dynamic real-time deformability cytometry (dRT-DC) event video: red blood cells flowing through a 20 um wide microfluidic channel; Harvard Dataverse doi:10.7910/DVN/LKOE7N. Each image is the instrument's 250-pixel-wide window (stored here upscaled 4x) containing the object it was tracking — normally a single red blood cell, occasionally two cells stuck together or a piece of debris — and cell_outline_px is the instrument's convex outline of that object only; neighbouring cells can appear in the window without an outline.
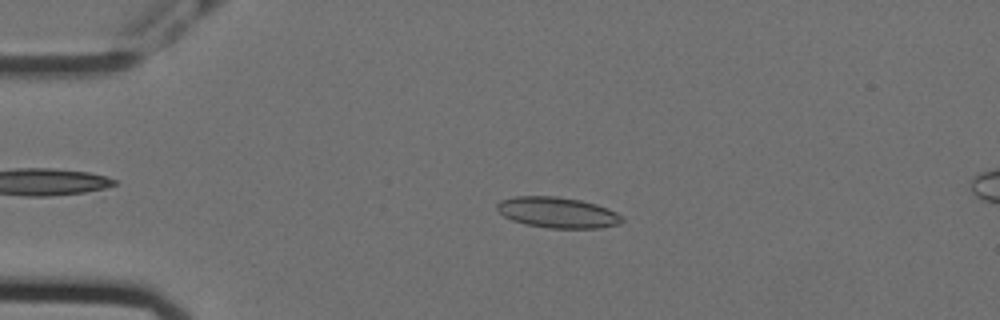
{"species": "Egyptian fruit bat (a non-hibernating species)", "species_latin": "Rousettus aegyptiacus", "temperature_condition": "cold", "stored_images_in_passage": 56, "camera_frame_rate_fps": 3000, "um_per_image_px": 0.085, "animal": {"sex": "female"}, "frame": {"image": 1, "passage_image": 12, "time_ms": 3.667, "image_size_px": [1000, 320], "cell_outline_px": [[624, 220], [620, 224], [600, 228], [548, 228], [524, 224], [512, 220], [504, 216], [496, 208], [496, 204], [500, 200], [512, 196], [556, 196], [580, 200], [596, 204], [608, 208], [624, 216]], "centroid_in_image_um": [47.4, 18.06], "position_along_channel_um": 37.6, "area_um2": 22.66}}
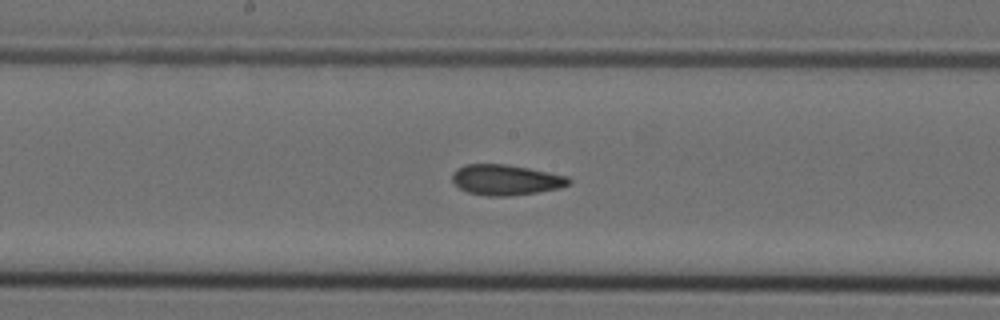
{"frame": {"image": 2, "passage_image": 29, "time_ms": 9.333, "image_size_px": [1000, 320], "cell_outline_px": [[572, 180], [568, 184], [560, 188], [512, 196], [488, 196], [468, 192], [460, 188], [452, 180], [452, 172], [456, 168], [464, 164], [504, 164], [528, 168], [568, 176]], "centroid_in_image_um": [42.98, 15.28], "position_along_channel_um": 205.2, "area_um2": 20.69}}
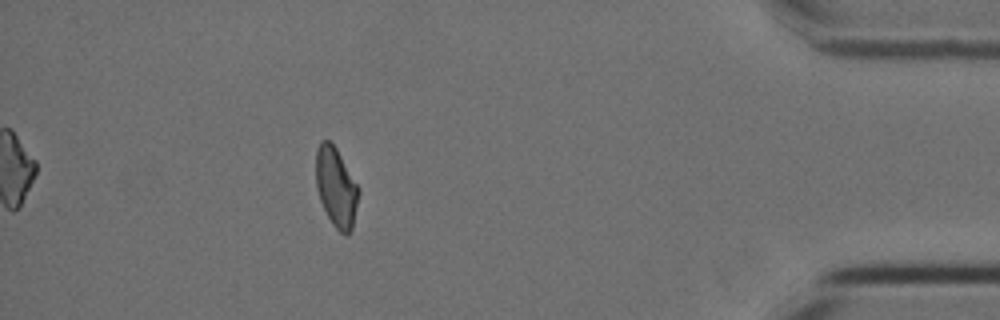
{"frame": {"image": 3, "passage_image": 50, "time_ms": 16.333, "image_size_px": [1000, 320], "cell_outline_px": [[360, 192], [352, 228], [348, 236], [344, 236], [332, 224], [320, 200], [316, 188], [316, 148], [320, 140], [328, 140], [336, 148], [360, 188]], "centroid_in_image_um": [28.57, 15.92], "position_along_channel_um": 406.6, "area_um2": 19.88}, "authors_computed_cell_mechanics": {"area_um2": 20.8947, "velocity_mm_per_s": 3.5734, "shape_relaxation_time_tau1_ms": null, "shape_relaxation_time_tau2_ms": 2.7759, "deformation_change_tau1": null, "deformation_change_tau2": 0.0928}}